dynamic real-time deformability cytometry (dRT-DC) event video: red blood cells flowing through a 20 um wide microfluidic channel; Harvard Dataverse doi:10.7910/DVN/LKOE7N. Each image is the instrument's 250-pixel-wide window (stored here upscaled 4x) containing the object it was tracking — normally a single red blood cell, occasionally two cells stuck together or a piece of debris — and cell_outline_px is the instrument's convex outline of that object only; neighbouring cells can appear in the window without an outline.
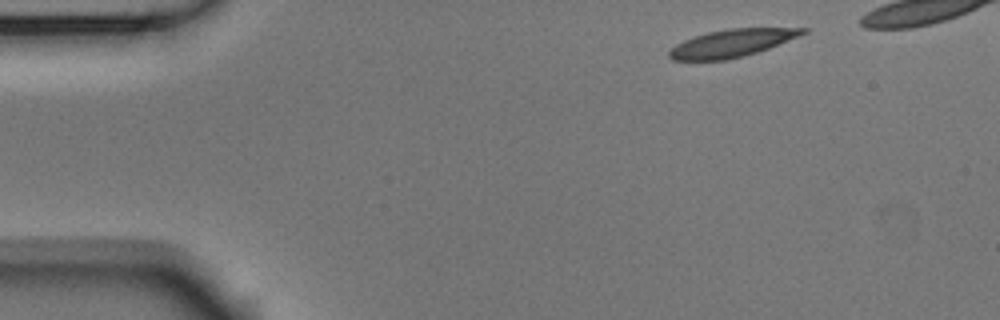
{"species": "Egyptian fruit bat (a non-hibernating species)", "species_latin": "Rousettus aegyptiacus", "temperature_condition": "room temperature", "stored_images_in_passage": 4, "camera_frame_rate_fps": 3000, "um_per_image_px": 0.085, "animal": {"sex": "male"}, "frame": {"image": 1, "passage_image": 1, "time_ms": 0.0, "image_size_px": [1000, 320], "cell_outline_px": [[808, 32], [800, 36], [768, 48], [744, 56], [724, 60], [672, 60], [668, 56], [668, 52], [676, 44], [684, 40], [708, 32], [728, 28], [808, 28]], "centroid_in_image_um": [62.21, 3.66], "position_along_channel_um": 22.8, "area_um2": 21.33}}